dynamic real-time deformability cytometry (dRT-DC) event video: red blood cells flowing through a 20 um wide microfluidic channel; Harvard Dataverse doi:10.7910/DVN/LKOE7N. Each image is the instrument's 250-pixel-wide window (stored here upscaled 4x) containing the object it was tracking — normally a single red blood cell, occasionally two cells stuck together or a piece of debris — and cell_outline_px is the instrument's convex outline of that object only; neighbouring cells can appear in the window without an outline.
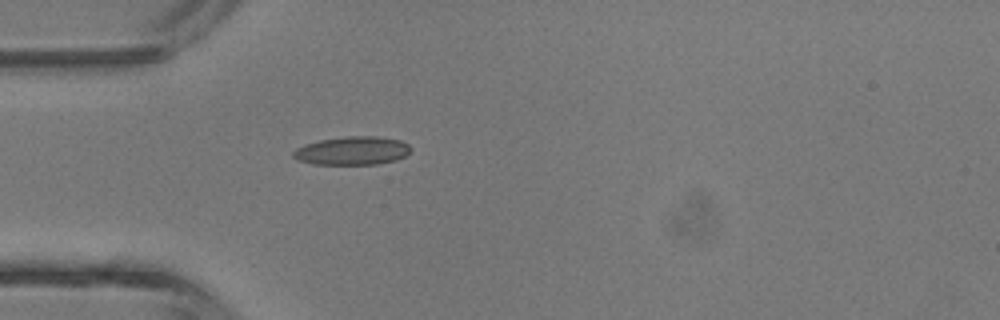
{"species": "common noctule bat (a hibernating species)", "species_latin": "Nyctalus noctula", "temperature_condition": "room temperature", "stored_images_in_passage": 1, "camera_frame_rate_fps": 3000, "um_per_image_px": 0.085, "animal": {"sex": "male", "body_mass_g": 13.3}, "frame": {"image": 1, "passage_image": 1, "time_ms": 0.0, "image_size_px": [1000, 320], "cell_outline_px": [[412, 148], [404, 156], [396, 160], [376, 164], [312, 164], [296, 160], [292, 156], [292, 152], [296, 148], [304, 144], [320, 140], [344, 136], [376, 136], [400, 140], [408, 144]], "centroid_in_image_um": [29.91, 12.81], "position_along_channel_um": 55.1, "area_um2": 19.54}}